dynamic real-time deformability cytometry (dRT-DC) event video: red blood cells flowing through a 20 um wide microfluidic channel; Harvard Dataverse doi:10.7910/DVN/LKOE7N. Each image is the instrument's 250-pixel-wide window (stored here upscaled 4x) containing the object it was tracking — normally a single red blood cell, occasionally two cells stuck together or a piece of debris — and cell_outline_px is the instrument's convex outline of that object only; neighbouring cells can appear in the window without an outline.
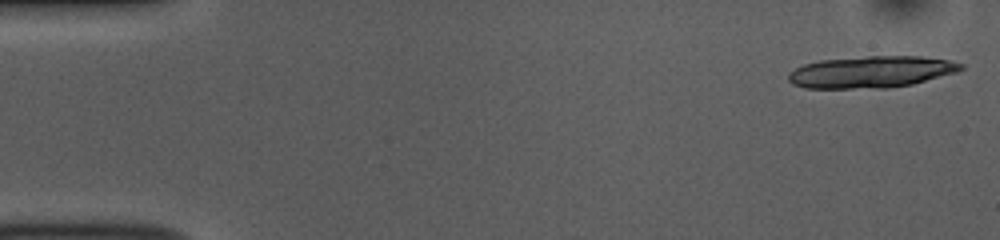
{"species": "common noctule bat (a hibernating species)", "species_latin": "Nyctalus noctula", "temperature_condition": "room temperature", "stored_images_in_passage": 17, "camera_frame_rate_fps": 3000, "um_per_image_px": 0.085, "animal": {"sex": "female", "body_mass_g": 10.0, "forearm_length_mm": 53.1}, "frame": {"image": 1, "passage_image": 1, "time_ms": 0.0, "image_size_px": [1000, 240], "cell_outline_px": [[964, 68], [956, 72], [912, 84], [888, 88], [804, 88], [792, 84], [788, 80], [788, 72], [804, 64], [820, 60], [868, 56], [920, 56], [948, 60], [964, 64]], "centroid_in_image_um": [74.02, 6.11], "position_along_channel_um": 11.0, "area_um2": 31.91}}